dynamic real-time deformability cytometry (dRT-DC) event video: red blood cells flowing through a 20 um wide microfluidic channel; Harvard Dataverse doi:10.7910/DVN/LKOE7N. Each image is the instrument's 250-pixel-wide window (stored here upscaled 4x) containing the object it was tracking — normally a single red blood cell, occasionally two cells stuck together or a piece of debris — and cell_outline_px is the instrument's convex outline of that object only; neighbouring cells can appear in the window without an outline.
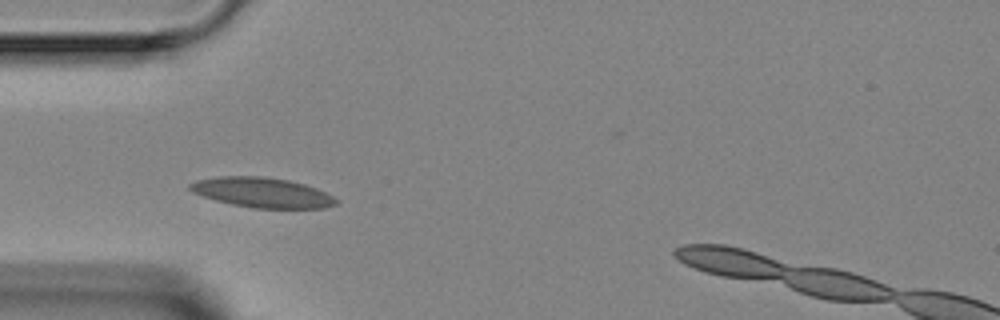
{"species": "Egyptian fruit bat (a non-hibernating species)", "species_latin": "Rousettus aegyptiacus", "temperature_condition": "room temperature", "stored_images_in_passage": 6, "camera_frame_rate_fps": 3000, "um_per_image_px": 0.085, "animal": {"sex": "female"}, "frame": {"image": 1, "passage_image": 3, "time_ms": 3.333, "image_size_px": [1000, 320], "cell_outline_px": [[340, 200], [336, 204], [324, 208], [252, 208], [232, 204], [216, 200], [192, 192], [188, 188], [188, 184], [196, 180], [220, 176], [264, 176], [288, 180], [304, 184], [316, 188]], "centroid_in_image_um": [22.28, 16.36], "position_along_channel_um": 62.7, "area_um2": 25.49}}
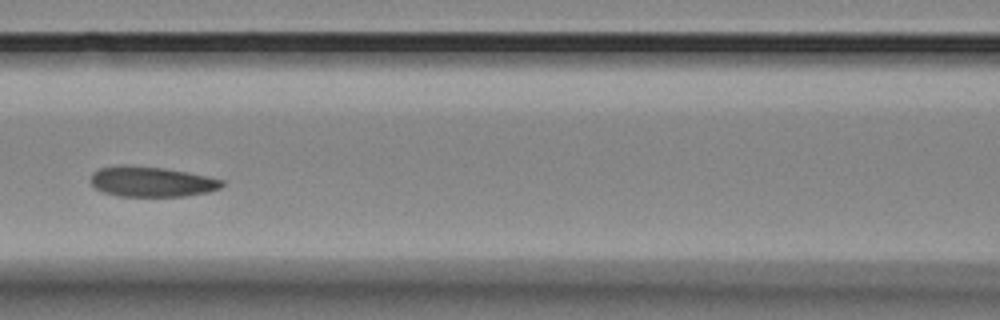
{"frame": {"image": 2, "passage_image": 5, "time_ms": 5.667, "image_size_px": [1000, 320], "cell_outline_px": [[224, 184], [220, 188], [208, 192], [184, 196], [120, 196], [104, 192], [96, 188], [88, 180], [92, 172], [100, 168], [120, 164], [128, 164], [164, 168], [188, 172], [208, 176], [224, 180]], "centroid_in_image_um": [12.86, 15.42], "position_along_channel_um": 153.7, "area_um2": 23.41}}
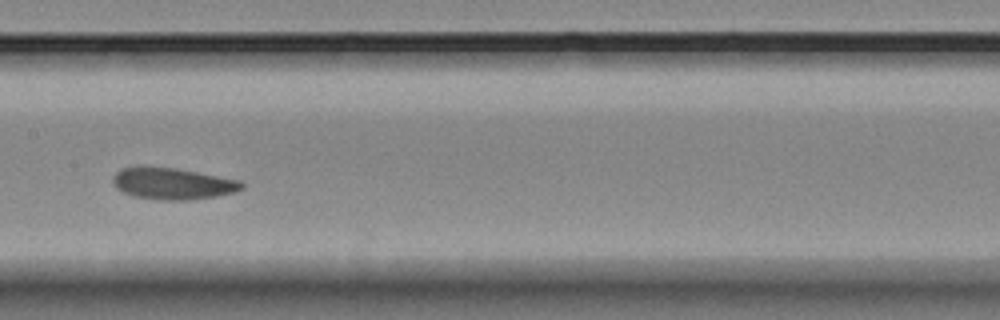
{"frame": {"image": 3, "passage_image": 6, "time_ms": 6.667, "image_size_px": [1000, 320], "cell_outline_px": [[244, 188], [236, 192], [216, 196], [188, 200], [160, 200], [132, 196], [116, 188], [112, 184], [112, 176], [120, 168], [136, 164], [176, 168], [240, 180], [244, 184]], "centroid_in_image_um": [14.61, 15.58], "position_along_channel_um": 192.8, "area_um2": 24.33}}